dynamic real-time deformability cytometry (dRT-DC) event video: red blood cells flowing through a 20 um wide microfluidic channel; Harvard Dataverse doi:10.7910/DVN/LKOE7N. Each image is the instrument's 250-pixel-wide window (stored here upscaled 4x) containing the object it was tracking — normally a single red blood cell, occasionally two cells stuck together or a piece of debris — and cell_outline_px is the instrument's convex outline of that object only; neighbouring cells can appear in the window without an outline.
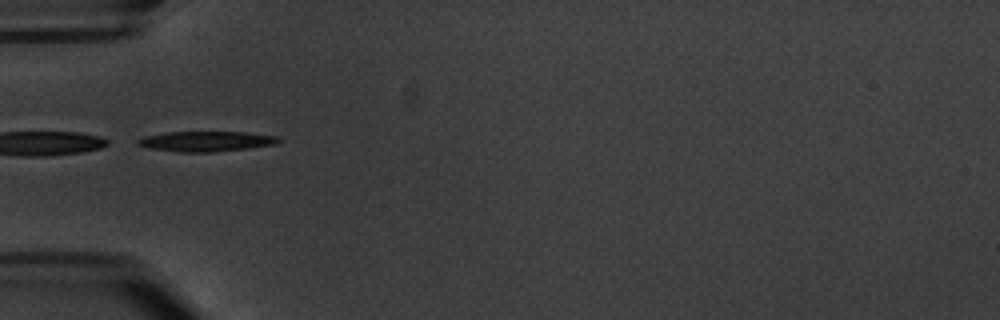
{"species": "common noctule bat (a hibernating species)", "species_latin": "Nyctalus noctula", "temperature_condition": "warm", "stored_images_in_passage": 3, "camera_frame_rate_fps": 3000, "um_per_image_px": 0.085, "animal": {"sex": "male", "body_mass_g": 20.1, "forearm_length_mm": 53.5}, "frame": {"image": 1, "passage_image": 1, "time_ms": 0.0, "image_size_px": [1000, 320], "cell_outline_px": [[280, 140], [276, 144], [248, 148], [212, 152], [180, 152], [148, 148], [136, 144], [136, 140], [144, 136], [168, 132], [244, 132], [276, 136]], "centroid_in_image_um": [17.47, 12.01], "position_along_channel_um": 67.5, "area_um2": 16.47}}